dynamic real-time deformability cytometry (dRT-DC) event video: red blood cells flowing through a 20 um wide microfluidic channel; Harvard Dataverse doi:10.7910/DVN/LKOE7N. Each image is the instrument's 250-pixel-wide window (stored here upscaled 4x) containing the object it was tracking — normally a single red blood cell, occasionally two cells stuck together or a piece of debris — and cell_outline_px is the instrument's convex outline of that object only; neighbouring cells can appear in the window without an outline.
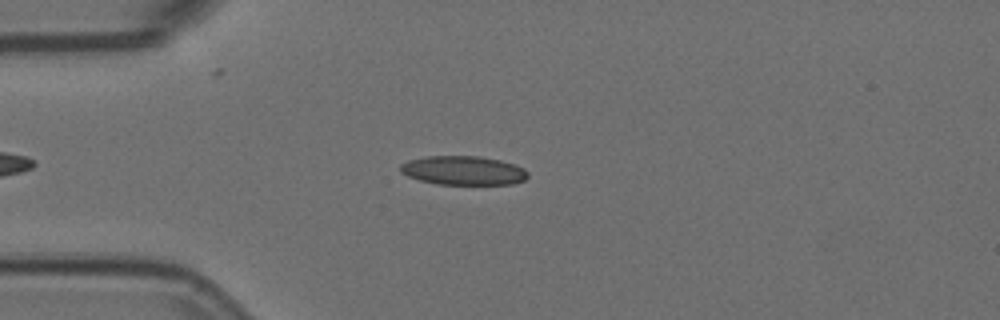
{"species": "Egyptian fruit bat (a non-hibernating species)", "species_latin": "Rousettus aegyptiacus", "temperature_condition": "room temperature", "stored_images_in_passage": 4, "camera_frame_rate_fps": 3000, "um_per_image_px": 0.085, "animal": {"sex": "female"}, "frame": {"image": 1, "passage_image": 3, "time_ms": 0.667, "image_size_px": [1000, 320], "cell_outline_px": [[528, 176], [524, 180], [512, 184], [436, 184], [420, 180], [408, 176], [400, 172], [400, 164], [408, 160], [428, 156], [480, 156], [500, 160], [524, 168], [528, 172]], "centroid_in_image_um": [39.37, 14.49], "position_along_channel_um": 45.6, "area_um2": 21.5}}